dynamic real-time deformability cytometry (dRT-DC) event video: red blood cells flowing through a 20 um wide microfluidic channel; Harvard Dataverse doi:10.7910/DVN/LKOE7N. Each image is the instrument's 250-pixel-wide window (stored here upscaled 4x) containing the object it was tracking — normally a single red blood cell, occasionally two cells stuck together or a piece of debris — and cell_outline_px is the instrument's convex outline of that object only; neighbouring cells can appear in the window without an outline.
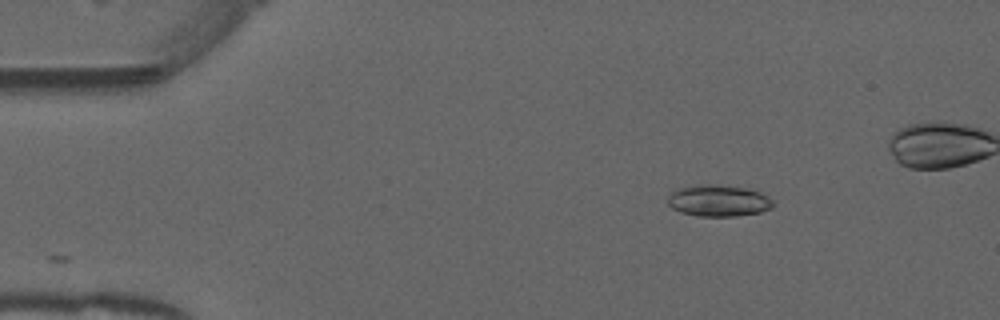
{"species": "common noctule bat (a hibernating species)", "species_latin": "Nyctalus noctula", "temperature_condition": "warm", "stored_images_in_passage": 18, "camera_frame_rate_fps": 3000, "um_per_image_px": 0.085, "animal": {"sex": "male", "forearm_length_mm": 52.5}, "frame": {"image": 1, "passage_image": 1, "time_ms": 0.0, "image_size_px": [1000, 320], "cell_outline_px": [[776, 204], [772, 208], [760, 212], [736, 216], [700, 216], [680, 212], [672, 208], [668, 204], [668, 196], [676, 188], [696, 184], [720, 184], [748, 188], [760, 192], [768, 196]], "centroid_in_image_um": [61.08, 17.04], "position_along_channel_um": 23.9, "area_um2": 19.71}}
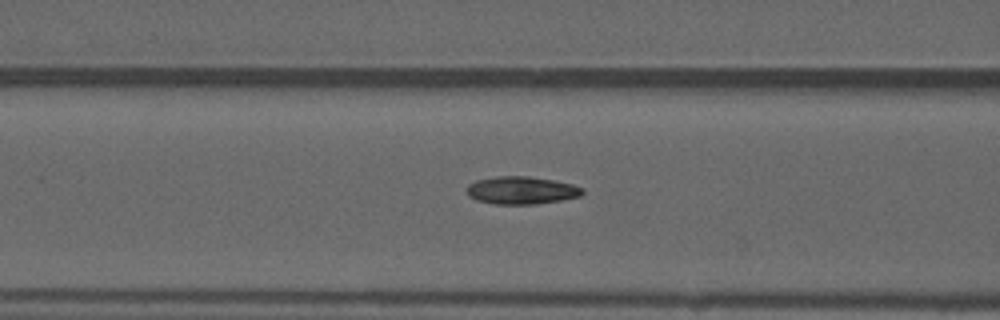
{"frame": {"image": 2, "passage_image": 14, "time_ms": 4.333, "image_size_px": [1000, 320], "cell_outline_px": [[584, 192], [580, 196], [560, 200], [536, 204], [492, 204], [476, 200], [468, 196], [468, 184], [476, 180], [496, 176], [528, 176], [552, 180], [572, 184], [584, 188]], "centroid_in_image_um": [44.31, 16.18], "position_along_channel_um": 122.3, "area_um2": 18.67}}
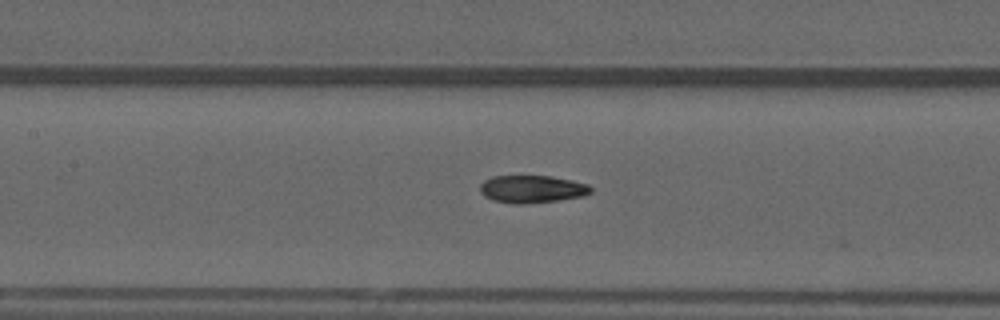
{"frame": {"image": 3, "passage_image": 17, "time_ms": 5.333, "image_size_px": [1000, 320], "cell_outline_px": [[592, 192], [584, 196], [560, 200], [520, 204], [512, 204], [492, 200], [484, 196], [480, 192], [480, 184], [484, 180], [492, 176], [552, 176], [572, 180], [588, 184], [592, 188]], "centroid_in_image_um": [45.22, 16.07], "position_along_channel_um": 162.2, "area_um2": 17.98}}